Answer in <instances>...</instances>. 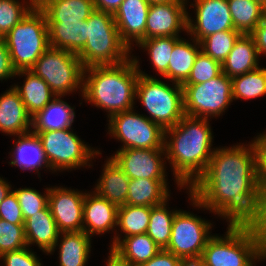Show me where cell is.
<instances>
[{"label":"cell","instance_id":"1","mask_svg":"<svg viewBox=\"0 0 266 266\" xmlns=\"http://www.w3.org/2000/svg\"><path fill=\"white\" fill-rule=\"evenodd\" d=\"M216 149L205 172L193 183V204L229 219V226H247L259 199L255 140L249 145Z\"/></svg>","mask_w":266,"mask_h":266},{"label":"cell","instance_id":"2","mask_svg":"<svg viewBox=\"0 0 266 266\" xmlns=\"http://www.w3.org/2000/svg\"><path fill=\"white\" fill-rule=\"evenodd\" d=\"M207 120L185 115L175 126L165 129V137L167 133L171 134L169 142L165 138V157L171 161L180 187L188 186V183L191 187L205 172L214 153Z\"/></svg>","mask_w":266,"mask_h":266},{"label":"cell","instance_id":"3","mask_svg":"<svg viewBox=\"0 0 266 266\" xmlns=\"http://www.w3.org/2000/svg\"><path fill=\"white\" fill-rule=\"evenodd\" d=\"M138 60L127 59L116 65L92 66L83 80L82 90L85 100L109 110V116L133 109L136 85L139 78Z\"/></svg>","mask_w":266,"mask_h":266},{"label":"cell","instance_id":"4","mask_svg":"<svg viewBox=\"0 0 266 266\" xmlns=\"http://www.w3.org/2000/svg\"><path fill=\"white\" fill-rule=\"evenodd\" d=\"M87 42L77 54L84 69L126 61L129 47L121 40L113 14L94 10L87 19Z\"/></svg>","mask_w":266,"mask_h":266},{"label":"cell","instance_id":"5","mask_svg":"<svg viewBox=\"0 0 266 266\" xmlns=\"http://www.w3.org/2000/svg\"><path fill=\"white\" fill-rule=\"evenodd\" d=\"M3 40L16 71L30 70L50 47L45 13L36 5Z\"/></svg>","mask_w":266,"mask_h":266},{"label":"cell","instance_id":"6","mask_svg":"<svg viewBox=\"0 0 266 266\" xmlns=\"http://www.w3.org/2000/svg\"><path fill=\"white\" fill-rule=\"evenodd\" d=\"M136 85V97L150 113L147 117L164 130L175 126L184 116L183 87L176 83L171 88L164 82L140 72Z\"/></svg>","mask_w":266,"mask_h":266},{"label":"cell","instance_id":"7","mask_svg":"<svg viewBox=\"0 0 266 266\" xmlns=\"http://www.w3.org/2000/svg\"><path fill=\"white\" fill-rule=\"evenodd\" d=\"M260 257L256 243L247 226H229L225 238L212 236L200 261L204 266H253Z\"/></svg>","mask_w":266,"mask_h":266},{"label":"cell","instance_id":"8","mask_svg":"<svg viewBox=\"0 0 266 266\" xmlns=\"http://www.w3.org/2000/svg\"><path fill=\"white\" fill-rule=\"evenodd\" d=\"M30 70L42 78L58 97L81 88L86 77L77 54L53 47H49Z\"/></svg>","mask_w":266,"mask_h":266},{"label":"cell","instance_id":"9","mask_svg":"<svg viewBox=\"0 0 266 266\" xmlns=\"http://www.w3.org/2000/svg\"><path fill=\"white\" fill-rule=\"evenodd\" d=\"M182 87L186 116L208 118L220 115L233 100L232 80L223 72L204 83L182 84Z\"/></svg>","mask_w":266,"mask_h":266},{"label":"cell","instance_id":"10","mask_svg":"<svg viewBox=\"0 0 266 266\" xmlns=\"http://www.w3.org/2000/svg\"><path fill=\"white\" fill-rule=\"evenodd\" d=\"M69 129L32 131L41 142L46 160L53 169H70L84 166L94 154L80 138Z\"/></svg>","mask_w":266,"mask_h":266},{"label":"cell","instance_id":"11","mask_svg":"<svg viewBox=\"0 0 266 266\" xmlns=\"http://www.w3.org/2000/svg\"><path fill=\"white\" fill-rule=\"evenodd\" d=\"M133 109L119 112L110 117L109 131L122 142L121 149H165V130Z\"/></svg>","mask_w":266,"mask_h":266},{"label":"cell","instance_id":"12","mask_svg":"<svg viewBox=\"0 0 266 266\" xmlns=\"http://www.w3.org/2000/svg\"><path fill=\"white\" fill-rule=\"evenodd\" d=\"M211 224L185 212L177 211L172 223V233L166 251L182 260H200L209 236Z\"/></svg>","mask_w":266,"mask_h":266},{"label":"cell","instance_id":"13","mask_svg":"<svg viewBox=\"0 0 266 266\" xmlns=\"http://www.w3.org/2000/svg\"><path fill=\"white\" fill-rule=\"evenodd\" d=\"M196 24L187 16V31L200 42L210 34L235 30L227 0H195Z\"/></svg>","mask_w":266,"mask_h":266},{"label":"cell","instance_id":"14","mask_svg":"<svg viewBox=\"0 0 266 266\" xmlns=\"http://www.w3.org/2000/svg\"><path fill=\"white\" fill-rule=\"evenodd\" d=\"M165 149H120L111 157L129 179H165L161 161Z\"/></svg>","mask_w":266,"mask_h":266},{"label":"cell","instance_id":"15","mask_svg":"<svg viewBox=\"0 0 266 266\" xmlns=\"http://www.w3.org/2000/svg\"><path fill=\"white\" fill-rule=\"evenodd\" d=\"M48 206L60 233L83 231L84 193L49 188Z\"/></svg>","mask_w":266,"mask_h":266},{"label":"cell","instance_id":"16","mask_svg":"<svg viewBox=\"0 0 266 266\" xmlns=\"http://www.w3.org/2000/svg\"><path fill=\"white\" fill-rule=\"evenodd\" d=\"M185 1L150 4L146 21V39L178 36L180 29L187 30Z\"/></svg>","mask_w":266,"mask_h":266},{"label":"cell","instance_id":"17","mask_svg":"<svg viewBox=\"0 0 266 266\" xmlns=\"http://www.w3.org/2000/svg\"><path fill=\"white\" fill-rule=\"evenodd\" d=\"M149 7L150 3L147 0H124L113 14L120 38L129 49L133 39L136 43L146 39Z\"/></svg>","mask_w":266,"mask_h":266},{"label":"cell","instance_id":"18","mask_svg":"<svg viewBox=\"0 0 266 266\" xmlns=\"http://www.w3.org/2000/svg\"><path fill=\"white\" fill-rule=\"evenodd\" d=\"M118 218V206L109 202L106 198L86 194L83 202V231L91 236L95 233L107 232L116 225ZM87 227V228H86Z\"/></svg>","mask_w":266,"mask_h":266},{"label":"cell","instance_id":"19","mask_svg":"<svg viewBox=\"0 0 266 266\" xmlns=\"http://www.w3.org/2000/svg\"><path fill=\"white\" fill-rule=\"evenodd\" d=\"M32 116L28 113L18 92L11 88L0 97V130L12 135L29 133Z\"/></svg>","mask_w":266,"mask_h":266},{"label":"cell","instance_id":"20","mask_svg":"<svg viewBox=\"0 0 266 266\" xmlns=\"http://www.w3.org/2000/svg\"><path fill=\"white\" fill-rule=\"evenodd\" d=\"M24 230L27 246L36 243L44 252L52 253L58 245L60 232L49 206L27 218Z\"/></svg>","mask_w":266,"mask_h":266},{"label":"cell","instance_id":"21","mask_svg":"<svg viewBox=\"0 0 266 266\" xmlns=\"http://www.w3.org/2000/svg\"><path fill=\"white\" fill-rule=\"evenodd\" d=\"M50 47L78 54L87 42V20L47 21Z\"/></svg>","mask_w":266,"mask_h":266},{"label":"cell","instance_id":"22","mask_svg":"<svg viewBox=\"0 0 266 266\" xmlns=\"http://www.w3.org/2000/svg\"><path fill=\"white\" fill-rule=\"evenodd\" d=\"M258 51L250 34H241L226 59L222 72L230 78L258 68Z\"/></svg>","mask_w":266,"mask_h":266},{"label":"cell","instance_id":"23","mask_svg":"<svg viewBox=\"0 0 266 266\" xmlns=\"http://www.w3.org/2000/svg\"><path fill=\"white\" fill-rule=\"evenodd\" d=\"M114 238L110 250L133 266L148 262L161 251L159 246L146 233L125 237L122 241L119 237Z\"/></svg>","mask_w":266,"mask_h":266},{"label":"cell","instance_id":"24","mask_svg":"<svg viewBox=\"0 0 266 266\" xmlns=\"http://www.w3.org/2000/svg\"><path fill=\"white\" fill-rule=\"evenodd\" d=\"M20 74L27 75L25 83L22 87L16 85L13 88L18 92L28 113L33 117L53 100L51 99L53 95L56 96L49 85L33 71H16V75Z\"/></svg>","mask_w":266,"mask_h":266},{"label":"cell","instance_id":"25","mask_svg":"<svg viewBox=\"0 0 266 266\" xmlns=\"http://www.w3.org/2000/svg\"><path fill=\"white\" fill-rule=\"evenodd\" d=\"M47 21H84L95 10L93 0H37Z\"/></svg>","mask_w":266,"mask_h":266},{"label":"cell","instance_id":"26","mask_svg":"<svg viewBox=\"0 0 266 266\" xmlns=\"http://www.w3.org/2000/svg\"><path fill=\"white\" fill-rule=\"evenodd\" d=\"M129 181L123 170L110 158L95 189L99 196L119 207L126 204Z\"/></svg>","mask_w":266,"mask_h":266},{"label":"cell","instance_id":"27","mask_svg":"<svg viewBox=\"0 0 266 266\" xmlns=\"http://www.w3.org/2000/svg\"><path fill=\"white\" fill-rule=\"evenodd\" d=\"M166 179H130L126 204L156 206L168 199Z\"/></svg>","mask_w":266,"mask_h":266},{"label":"cell","instance_id":"28","mask_svg":"<svg viewBox=\"0 0 266 266\" xmlns=\"http://www.w3.org/2000/svg\"><path fill=\"white\" fill-rule=\"evenodd\" d=\"M74 108L57 96L41 111L32 117L33 131H51L71 128L74 121Z\"/></svg>","mask_w":266,"mask_h":266},{"label":"cell","instance_id":"29","mask_svg":"<svg viewBox=\"0 0 266 266\" xmlns=\"http://www.w3.org/2000/svg\"><path fill=\"white\" fill-rule=\"evenodd\" d=\"M235 30L250 34L266 17V6L257 0H227Z\"/></svg>","mask_w":266,"mask_h":266},{"label":"cell","instance_id":"30","mask_svg":"<svg viewBox=\"0 0 266 266\" xmlns=\"http://www.w3.org/2000/svg\"><path fill=\"white\" fill-rule=\"evenodd\" d=\"M16 149L13 153L15 156L14 160L10 162V165H17L21 169L37 170L42 165L47 168L50 167L40 140L37 135L32 131L23 135H19V139L15 144Z\"/></svg>","mask_w":266,"mask_h":266},{"label":"cell","instance_id":"31","mask_svg":"<svg viewBox=\"0 0 266 266\" xmlns=\"http://www.w3.org/2000/svg\"><path fill=\"white\" fill-rule=\"evenodd\" d=\"M60 246V266H85L90 253V236L84 231L63 232Z\"/></svg>","mask_w":266,"mask_h":266},{"label":"cell","instance_id":"32","mask_svg":"<svg viewBox=\"0 0 266 266\" xmlns=\"http://www.w3.org/2000/svg\"><path fill=\"white\" fill-rule=\"evenodd\" d=\"M180 39L171 53L168 71L164 77L174 81V84H183L189 77L191 69L195 63L199 49Z\"/></svg>","mask_w":266,"mask_h":266},{"label":"cell","instance_id":"33","mask_svg":"<svg viewBox=\"0 0 266 266\" xmlns=\"http://www.w3.org/2000/svg\"><path fill=\"white\" fill-rule=\"evenodd\" d=\"M151 207L122 205L118 207L117 226L125 233V237L144 234L150 221Z\"/></svg>","mask_w":266,"mask_h":266},{"label":"cell","instance_id":"34","mask_svg":"<svg viewBox=\"0 0 266 266\" xmlns=\"http://www.w3.org/2000/svg\"><path fill=\"white\" fill-rule=\"evenodd\" d=\"M166 202L151 207L150 221L146 232L161 250L168 246L172 233L173 218L177 212H169L165 207Z\"/></svg>","mask_w":266,"mask_h":266},{"label":"cell","instance_id":"35","mask_svg":"<svg viewBox=\"0 0 266 266\" xmlns=\"http://www.w3.org/2000/svg\"><path fill=\"white\" fill-rule=\"evenodd\" d=\"M233 99H251L266 94V68H260L231 78Z\"/></svg>","mask_w":266,"mask_h":266},{"label":"cell","instance_id":"36","mask_svg":"<svg viewBox=\"0 0 266 266\" xmlns=\"http://www.w3.org/2000/svg\"><path fill=\"white\" fill-rule=\"evenodd\" d=\"M240 35L237 30H226L210 34L200 42H194L198 45L197 48L201 47L205 54L222 64Z\"/></svg>","mask_w":266,"mask_h":266},{"label":"cell","instance_id":"37","mask_svg":"<svg viewBox=\"0 0 266 266\" xmlns=\"http://www.w3.org/2000/svg\"><path fill=\"white\" fill-rule=\"evenodd\" d=\"M178 36L155 37L141 40L138 44L147 49L156 70L165 75L174 45L179 41Z\"/></svg>","mask_w":266,"mask_h":266},{"label":"cell","instance_id":"38","mask_svg":"<svg viewBox=\"0 0 266 266\" xmlns=\"http://www.w3.org/2000/svg\"><path fill=\"white\" fill-rule=\"evenodd\" d=\"M30 7L21 5L16 0H0V36L3 38L37 5V0H30Z\"/></svg>","mask_w":266,"mask_h":266},{"label":"cell","instance_id":"39","mask_svg":"<svg viewBox=\"0 0 266 266\" xmlns=\"http://www.w3.org/2000/svg\"><path fill=\"white\" fill-rule=\"evenodd\" d=\"M222 72V65L202 50L197 54L188 79L183 84H200L217 77Z\"/></svg>","mask_w":266,"mask_h":266},{"label":"cell","instance_id":"40","mask_svg":"<svg viewBox=\"0 0 266 266\" xmlns=\"http://www.w3.org/2000/svg\"><path fill=\"white\" fill-rule=\"evenodd\" d=\"M27 246L24 224H12L0 219V256Z\"/></svg>","mask_w":266,"mask_h":266},{"label":"cell","instance_id":"41","mask_svg":"<svg viewBox=\"0 0 266 266\" xmlns=\"http://www.w3.org/2000/svg\"><path fill=\"white\" fill-rule=\"evenodd\" d=\"M256 215L247 225L256 243L260 257L266 258V191H259Z\"/></svg>","mask_w":266,"mask_h":266},{"label":"cell","instance_id":"42","mask_svg":"<svg viewBox=\"0 0 266 266\" xmlns=\"http://www.w3.org/2000/svg\"><path fill=\"white\" fill-rule=\"evenodd\" d=\"M46 191L45 197L36 190L29 188H22L14 191L21 207L24 221L48 206L49 189Z\"/></svg>","mask_w":266,"mask_h":266},{"label":"cell","instance_id":"43","mask_svg":"<svg viewBox=\"0 0 266 266\" xmlns=\"http://www.w3.org/2000/svg\"><path fill=\"white\" fill-rule=\"evenodd\" d=\"M0 219L12 224H24V217L14 191L0 203Z\"/></svg>","mask_w":266,"mask_h":266},{"label":"cell","instance_id":"44","mask_svg":"<svg viewBox=\"0 0 266 266\" xmlns=\"http://www.w3.org/2000/svg\"><path fill=\"white\" fill-rule=\"evenodd\" d=\"M257 187L259 191H266V134L255 140Z\"/></svg>","mask_w":266,"mask_h":266},{"label":"cell","instance_id":"45","mask_svg":"<svg viewBox=\"0 0 266 266\" xmlns=\"http://www.w3.org/2000/svg\"><path fill=\"white\" fill-rule=\"evenodd\" d=\"M0 258L5 261V266H41L36 255L26 247L7 252Z\"/></svg>","mask_w":266,"mask_h":266},{"label":"cell","instance_id":"46","mask_svg":"<svg viewBox=\"0 0 266 266\" xmlns=\"http://www.w3.org/2000/svg\"><path fill=\"white\" fill-rule=\"evenodd\" d=\"M182 262L183 260L180 257L163 249L148 262L142 263L139 266H181Z\"/></svg>","mask_w":266,"mask_h":266},{"label":"cell","instance_id":"47","mask_svg":"<svg viewBox=\"0 0 266 266\" xmlns=\"http://www.w3.org/2000/svg\"><path fill=\"white\" fill-rule=\"evenodd\" d=\"M15 75L16 70L12 65L10 53L5 41L2 39L0 41V80H4Z\"/></svg>","mask_w":266,"mask_h":266},{"label":"cell","instance_id":"48","mask_svg":"<svg viewBox=\"0 0 266 266\" xmlns=\"http://www.w3.org/2000/svg\"><path fill=\"white\" fill-rule=\"evenodd\" d=\"M254 39L258 54L266 55V17L250 33Z\"/></svg>","mask_w":266,"mask_h":266},{"label":"cell","instance_id":"49","mask_svg":"<svg viewBox=\"0 0 266 266\" xmlns=\"http://www.w3.org/2000/svg\"><path fill=\"white\" fill-rule=\"evenodd\" d=\"M124 0H93L94 8L98 11L114 14Z\"/></svg>","mask_w":266,"mask_h":266},{"label":"cell","instance_id":"50","mask_svg":"<svg viewBox=\"0 0 266 266\" xmlns=\"http://www.w3.org/2000/svg\"><path fill=\"white\" fill-rule=\"evenodd\" d=\"M107 266H133V265H131L127 261L122 260L116 253H114L111 250Z\"/></svg>","mask_w":266,"mask_h":266},{"label":"cell","instance_id":"51","mask_svg":"<svg viewBox=\"0 0 266 266\" xmlns=\"http://www.w3.org/2000/svg\"><path fill=\"white\" fill-rule=\"evenodd\" d=\"M10 186L6 183L5 180L0 178V203L6 198V196L10 193Z\"/></svg>","mask_w":266,"mask_h":266},{"label":"cell","instance_id":"52","mask_svg":"<svg viewBox=\"0 0 266 266\" xmlns=\"http://www.w3.org/2000/svg\"><path fill=\"white\" fill-rule=\"evenodd\" d=\"M181 266H204L200 260H183Z\"/></svg>","mask_w":266,"mask_h":266},{"label":"cell","instance_id":"53","mask_svg":"<svg viewBox=\"0 0 266 266\" xmlns=\"http://www.w3.org/2000/svg\"><path fill=\"white\" fill-rule=\"evenodd\" d=\"M150 4L152 3H161V2H170V1H185V0H147Z\"/></svg>","mask_w":266,"mask_h":266},{"label":"cell","instance_id":"54","mask_svg":"<svg viewBox=\"0 0 266 266\" xmlns=\"http://www.w3.org/2000/svg\"><path fill=\"white\" fill-rule=\"evenodd\" d=\"M259 2H261L264 6H266V0H257Z\"/></svg>","mask_w":266,"mask_h":266}]
</instances>
